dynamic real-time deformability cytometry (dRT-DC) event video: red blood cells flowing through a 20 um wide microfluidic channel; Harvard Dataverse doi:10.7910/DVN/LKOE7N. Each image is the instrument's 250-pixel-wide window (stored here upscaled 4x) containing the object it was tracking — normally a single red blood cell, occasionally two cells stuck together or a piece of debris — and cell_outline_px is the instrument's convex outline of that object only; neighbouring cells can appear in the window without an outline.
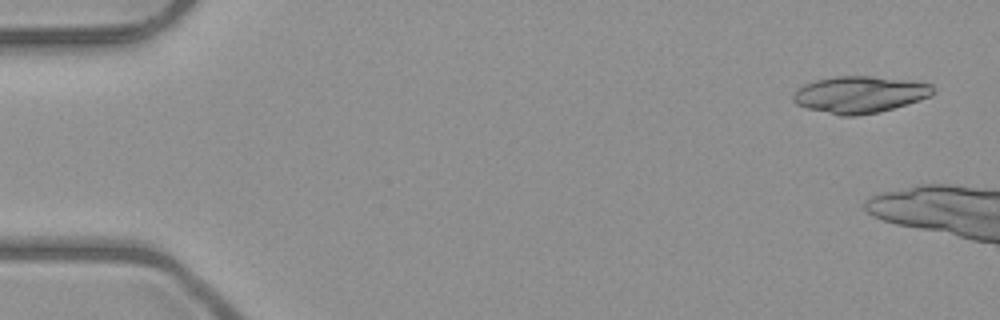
{"species": "common noctule bat (a hibernating species)", "species_latin": "Nyctalus noctula", "temperature_condition": "room temperature", "stored_images_in_passage": 3, "camera_frame_rate_fps": 3000, "um_per_image_px": 0.085, "animal": {"sex": "male", "body_mass_g": 23.1, "forearm_length_mm": 52.7}, "frame": {"image": 1, "passage_image": 1, "time_ms": 0.0, "image_size_px": [1000, 320], "cell_outline_px": [[936, 92], [932, 96], [920, 100], [880, 112], [856, 116], [840, 116], [808, 108], [796, 104], [792, 100], [792, 96], [804, 84], [816, 80], [836, 76], [872, 76], [912, 80], [932, 84]], "centroid_in_image_um": [73.13, 8.03], "position_along_channel_um": 11.9, "area_um2": 30.17}}